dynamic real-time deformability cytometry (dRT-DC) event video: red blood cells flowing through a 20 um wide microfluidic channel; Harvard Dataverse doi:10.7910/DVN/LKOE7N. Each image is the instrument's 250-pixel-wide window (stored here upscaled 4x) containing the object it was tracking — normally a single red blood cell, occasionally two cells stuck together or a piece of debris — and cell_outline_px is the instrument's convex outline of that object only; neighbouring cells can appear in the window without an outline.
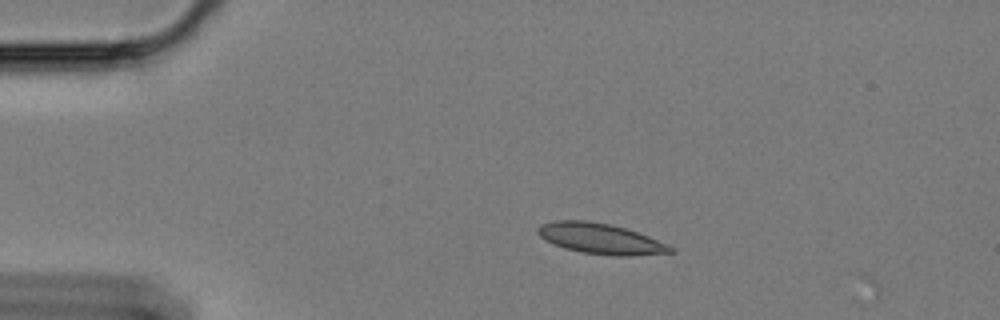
{"species": "Egyptian fruit bat (a non-hibernating species)", "species_latin": "Rousettus aegyptiacus", "temperature_condition": "cold", "stored_images_in_passage": 3, "camera_frame_rate_fps": 3000, "um_per_image_px": 0.085, "animal": {"sex": "female"}, "frame": {"image": 1, "passage_image": 1, "time_ms": 0.0, "image_size_px": [1000, 320], "cell_outline_px": [[676, 252], [632, 256], [612, 256], [580, 252], [564, 248], [552, 244], [544, 240], [536, 232], [536, 228], [540, 224], [556, 220], [588, 220], [612, 224], [648, 236], [668, 244], [676, 248]], "centroid_in_image_um": [51.03, 20.29], "position_along_channel_um": 34.0, "area_um2": 24.04}}